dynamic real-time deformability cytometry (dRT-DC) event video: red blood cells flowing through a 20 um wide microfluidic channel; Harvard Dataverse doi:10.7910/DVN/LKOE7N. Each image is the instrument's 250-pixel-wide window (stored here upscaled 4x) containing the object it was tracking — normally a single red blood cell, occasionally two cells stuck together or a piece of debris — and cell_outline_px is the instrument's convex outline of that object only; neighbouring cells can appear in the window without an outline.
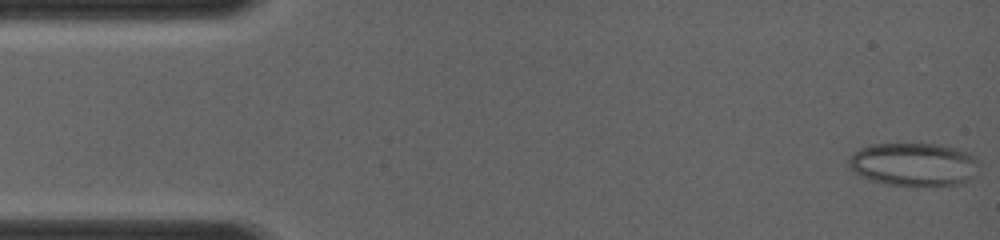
{"species": "common noctule bat (a hibernating species)", "species_latin": "Nyctalus noctula", "temperature_condition": "room temperature", "stored_images_in_passage": 43, "camera_frame_rate_fps": 4000, "um_per_image_px": 0.085, "animal": {"sex": "female", "body_mass_g": 19.0, "forearm_length_mm": 56.7}, "frame": {"image": 1, "passage_image": 1, "time_ms": 0.0, "image_size_px": [1000, 240], "cell_outline_px": [[976, 176], [960, 184], [924, 188], [912, 188], [888, 184], [872, 180], [848, 168], [848, 160], [852, 152], [860, 148], [872, 144], [936, 144], [956, 148], [968, 152], [976, 160]], "centroid_in_image_um": [77.67, 14.01], "position_along_channel_um": 7.3, "area_um2": 33.41}}
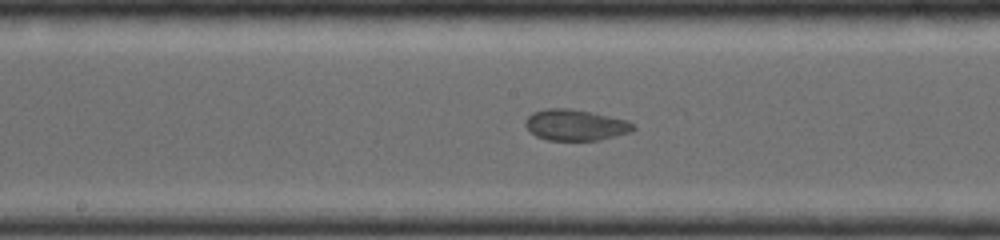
{"frame": {"image": 2, "passage_image": 30, "time_ms": 6.75, "image_size_px": [1000, 240], "cell_outline_px": [[636, 128], [632, 132], [600, 140], [548, 140], [536, 136], [524, 124], [524, 120], [532, 112], [544, 108], [568, 108], [592, 112], [628, 120], [636, 124]], "centroid_in_image_um": [48.94, 10.62], "position_along_channel_um": 199.3, "area_um2": 19.77}}
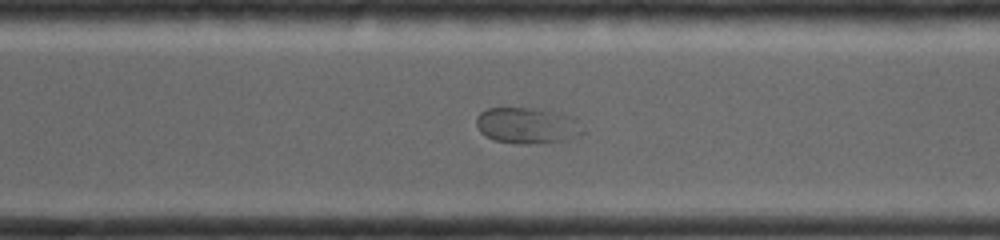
{"frame": {"image": 3, "passage_image": 42, "time_ms": 9.5, "image_size_px": [1000, 240], "cell_outline_px": [[584, 132], [564, 140], [528, 144], [516, 144], [496, 140], [480, 132], [476, 124], [476, 116], [480, 112], [488, 108], [532, 108], [560, 112], [576, 116]], "centroid_in_image_um": [44.82, 10.65], "position_along_channel_um": 325.8, "area_um2": 22.43}}